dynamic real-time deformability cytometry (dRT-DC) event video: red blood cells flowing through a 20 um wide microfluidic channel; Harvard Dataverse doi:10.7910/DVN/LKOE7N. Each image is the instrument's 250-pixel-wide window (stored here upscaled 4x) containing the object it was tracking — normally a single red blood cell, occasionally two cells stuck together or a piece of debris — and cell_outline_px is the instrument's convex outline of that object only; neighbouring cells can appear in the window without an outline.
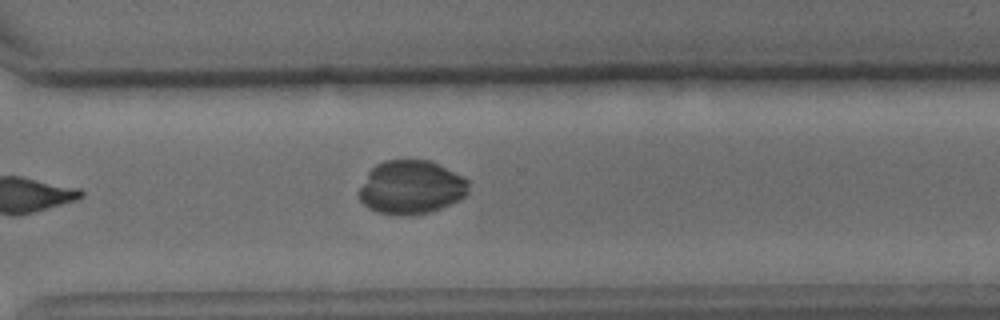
{"species": "common noctule bat (a hibernating species)", "species_latin": "Nyctalus noctula", "temperature_condition": "cold", "stored_images_in_passage": 10, "camera_frame_rate_fps": 3000, "um_per_image_px": 0.085, "animal": {"sex": "male", "body_mass_g": 15.6}, "frame": {"image": 1, "passage_image": 10, "time_ms": 10.667, "image_size_px": [1000, 320], "cell_outline_px": [[468, 192], [460, 200], [440, 208], [428, 212], [408, 216], [404, 216], [376, 212], [368, 208], [360, 200], [360, 188], [368, 172], [376, 164], [384, 160], [432, 160], [464, 176], [468, 180]], "centroid_in_image_um": [34.96, 15.91], "position_along_channel_um": 335.6, "area_um2": 34.45}}